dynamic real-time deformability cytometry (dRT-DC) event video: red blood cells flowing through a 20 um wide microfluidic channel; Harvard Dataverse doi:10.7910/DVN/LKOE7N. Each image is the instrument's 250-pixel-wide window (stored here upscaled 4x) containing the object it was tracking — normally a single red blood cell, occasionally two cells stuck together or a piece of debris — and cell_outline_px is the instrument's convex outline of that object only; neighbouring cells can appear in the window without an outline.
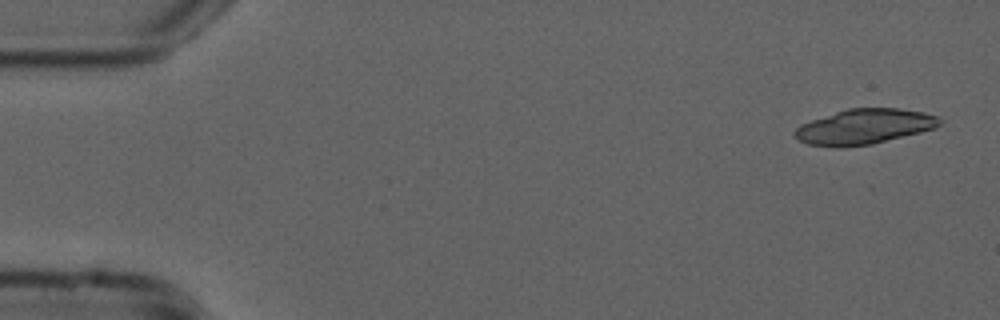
{"species": "common noctule bat (a hibernating species)", "species_latin": "Nyctalus noctula", "temperature_condition": "cold", "stored_images_in_passage": 14, "camera_frame_rate_fps": 3000, "um_per_image_px": 0.085, "animal": {"sex": "male", "forearm_length_mm": 52.5}, "frame": {"image": 1, "passage_image": 2, "time_ms": 0.333, "image_size_px": [1000, 320], "cell_outline_px": [[944, 120], [936, 128], [872, 144], [844, 148], [832, 148], [808, 144], [800, 140], [792, 132], [800, 124], [848, 108], [900, 108], [924, 112], [940, 116]], "centroid_in_image_um": [73.49, 10.77], "position_along_channel_um": 11.5, "area_um2": 29.94}}